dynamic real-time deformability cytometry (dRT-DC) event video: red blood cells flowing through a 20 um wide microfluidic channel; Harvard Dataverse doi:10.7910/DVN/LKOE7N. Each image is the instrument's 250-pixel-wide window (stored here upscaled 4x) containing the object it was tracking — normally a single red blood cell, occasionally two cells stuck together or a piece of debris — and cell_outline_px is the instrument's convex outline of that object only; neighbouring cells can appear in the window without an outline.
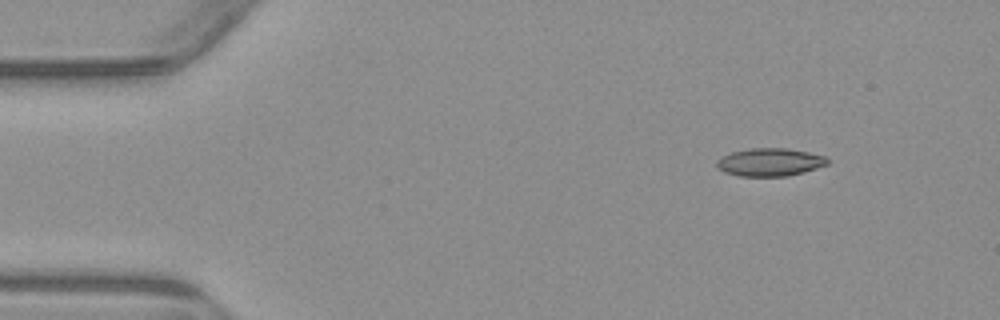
{"species": "common noctule bat (a hibernating species)", "species_latin": "Nyctalus noctula", "temperature_condition": "warm", "stored_images_in_passage": 4, "camera_frame_rate_fps": 3000, "um_per_image_px": 0.085, "animal": {"sex": "male", "body_mass_g": 23.1, "forearm_length_mm": 52.7}, "frame": {"image": 1, "passage_image": 1, "time_ms": 0.0, "image_size_px": [1000, 320], "cell_outline_px": [[828, 164], [804, 172], [788, 176], [740, 176], [724, 172], [716, 164], [716, 160], [732, 152], [752, 148], [788, 148], [828, 156]], "centroid_in_image_um": [65.48, 13.78], "position_along_channel_um": 19.5, "area_um2": 17.98}}
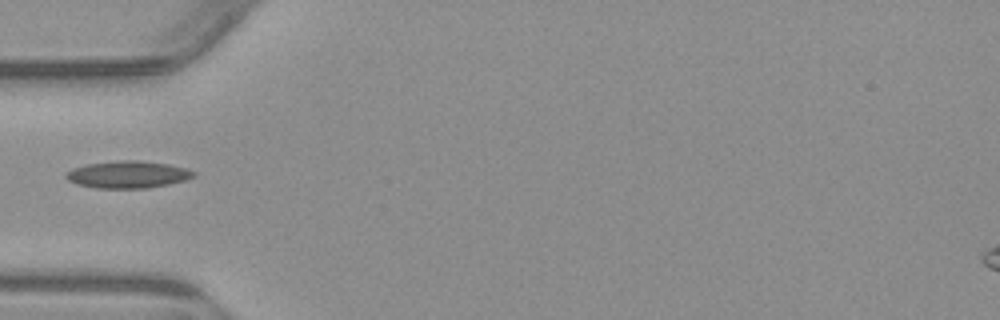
{"frame": {"image": 2, "passage_image": 4, "time_ms": 3.667, "image_size_px": [1000, 320], "cell_outline_px": [[196, 176], [184, 180], [168, 184], [148, 188], [96, 188], [76, 184], [68, 180], [64, 176], [64, 172], [72, 168], [88, 164], [116, 160], [136, 160], [168, 164], [184, 168], [196, 172]], "centroid_in_image_um": [10.82, 14.83], "position_along_channel_um": 74.2, "area_um2": 20.23}}